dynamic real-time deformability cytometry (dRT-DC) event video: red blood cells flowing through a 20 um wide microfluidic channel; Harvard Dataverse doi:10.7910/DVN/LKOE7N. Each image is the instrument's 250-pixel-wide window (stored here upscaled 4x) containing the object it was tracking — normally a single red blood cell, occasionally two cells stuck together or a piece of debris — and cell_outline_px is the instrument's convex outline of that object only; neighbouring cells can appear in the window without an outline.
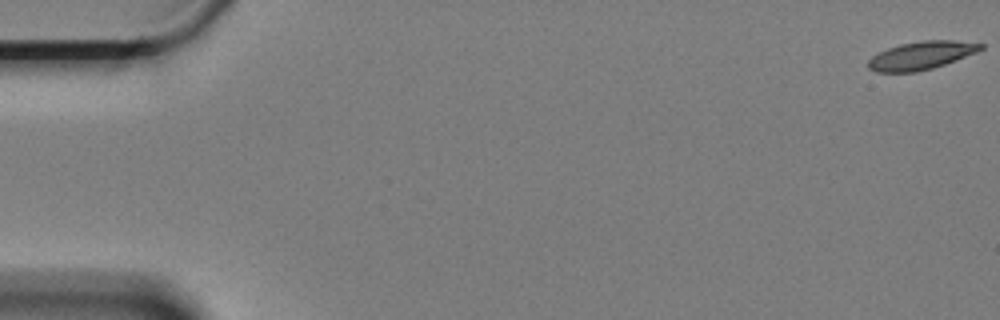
{"species": "Egyptian fruit bat (a non-hibernating species)", "species_latin": "Rousettus aegyptiacus", "temperature_condition": "cold", "stored_images_in_passage": 16, "camera_frame_rate_fps": 3000, "um_per_image_px": 0.085, "animal": {"sex": "female"}, "frame": {"image": 1, "passage_image": 1, "time_ms": 0.0, "image_size_px": [1000, 320], "cell_outline_px": [[984, 48], [976, 52], [944, 64], [932, 68], [916, 72], [876, 72], [868, 68], [868, 60], [872, 56], [888, 48], [900, 44], [924, 40], [952, 40], [984, 44]], "centroid_in_image_um": [78.28, 4.71], "position_along_channel_um": 6.7, "area_um2": 18.21}}
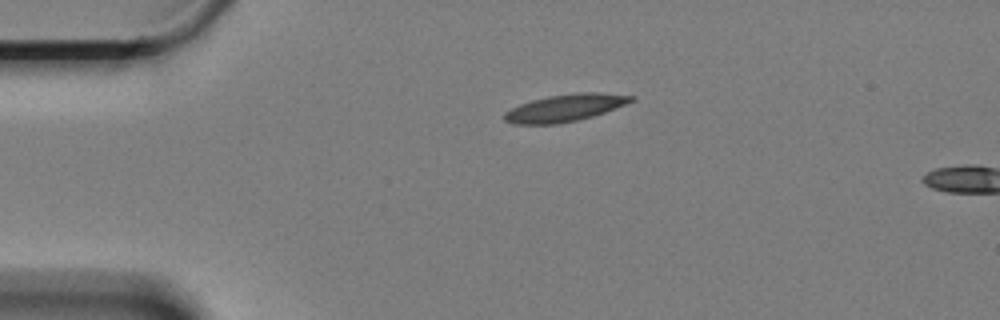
{"frame": {"image": 2, "passage_image": 14, "time_ms": 4.333, "image_size_px": [1000, 320], "cell_outline_px": [[636, 100], [604, 112], [592, 116], [560, 124], [516, 124], [504, 120], [504, 112], [520, 104], [532, 100], [548, 96], [576, 92], [600, 92], [636, 96]], "centroid_in_image_um": [48.05, 9.16], "position_along_channel_um": 36.9, "area_um2": 20.06}}